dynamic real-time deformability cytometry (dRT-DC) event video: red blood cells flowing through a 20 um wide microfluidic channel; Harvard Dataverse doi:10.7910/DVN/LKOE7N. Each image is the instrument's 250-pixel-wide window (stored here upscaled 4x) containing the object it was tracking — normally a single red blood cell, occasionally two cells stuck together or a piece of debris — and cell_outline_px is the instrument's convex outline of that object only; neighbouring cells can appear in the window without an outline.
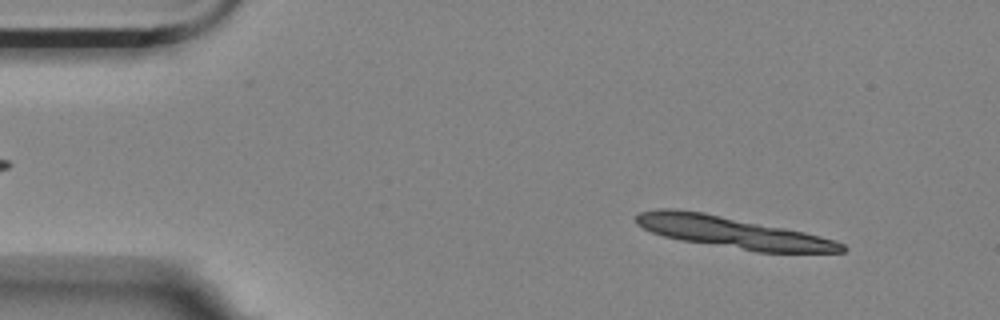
{"species": "Egyptian fruit bat (a non-hibernating species)", "species_latin": "Rousettus aegyptiacus", "temperature_condition": "room temperature", "stored_images_in_passage": 13, "camera_frame_rate_fps": 3000, "um_per_image_px": 0.085, "animal": {"sex": "female"}, "frame": {"image": 1, "passage_image": 6, "time_ms": 1.667, "image_size_px": [1000, 320], "cell_outline_px": [[848, 248], [844, 252], [756, 252], [680, 240], [664, 236], [652, 232], [636, 224], [636, 216], [640, 212], [660, 208], [668, 208], [704, 212], [804, 232], [836, 240], [844, 244]], "centroid_in_image_um": [62.27, 19.76], "position_along_channel_um": 22.7, "area_um2": 37.45}}